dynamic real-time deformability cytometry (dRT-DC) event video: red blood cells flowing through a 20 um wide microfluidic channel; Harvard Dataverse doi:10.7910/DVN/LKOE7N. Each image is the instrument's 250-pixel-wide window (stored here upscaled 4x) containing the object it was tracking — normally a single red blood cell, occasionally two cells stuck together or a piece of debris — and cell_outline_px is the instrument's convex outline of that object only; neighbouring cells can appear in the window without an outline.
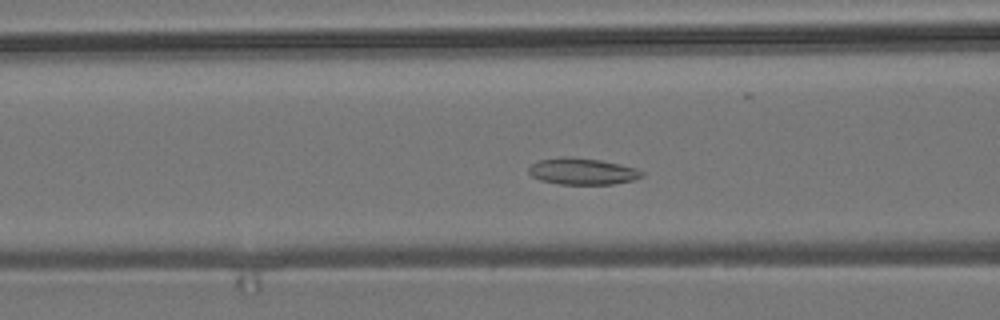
{"species": "common noctule bat (a hibernating species)", "species_latin": "Nyctalus noctula", "temperature_condition": "room temperature", "stored_images_in_passage": 52, "camera_frame_rate_fps": 3000, "um_per_image_px": 0.085, "animal": {"sex": "male", "body_mass_g": 19.2, "forearm_length_mm": 51.8}, "frame": {"image": 1, "passage_image": 18, "time_ms": 5.667, "image_size_px": [1000, 320], "cell_outline_px": [[644, 176], [632, 180], [612, 184], [560, 184], [540, 180], [532, 176], [528, 172], [528, 168], [532, 164], [540, 160], [560, 156], [568, 156], [600, 160], [620, 164], [636, 168], [644, 172]], "centroid_in_image_um": [49.49, 14.56], "position_along_channel_um": 117.1, "area_um2": 17.51}}
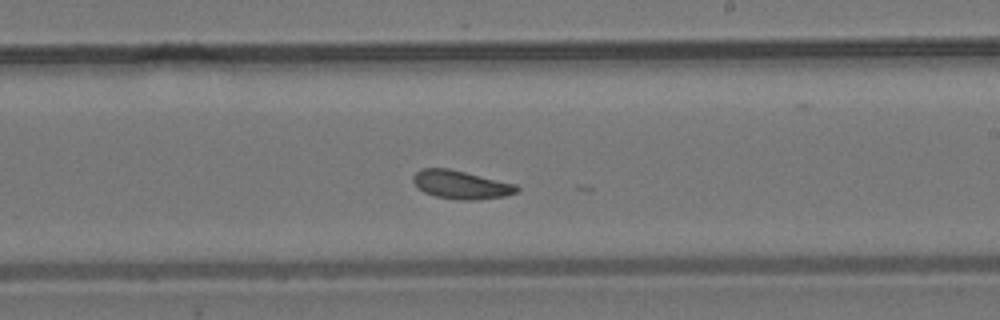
{"frame": {"image": 2, "passage_image": 29, "time_ms": 9.333, "image_size_px": [1000, 320], "cell_outline_px": [[520, 188], [516, 192], [504, 196], [476, 200], [456, 200], [436, 196], [424, 192], [416, 188], [412, 180], [412, 176], [420, 168], [448, 168], [516, 184]], "centroid_in_image_um": [39.14, 15.7], "position_along_channel_um": 249.9, "area_um2": 17.22}}
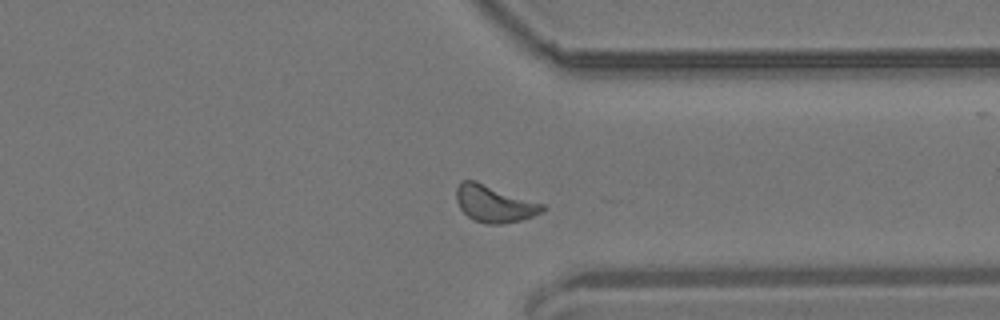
{"frame": {"image": 3, "passage_image": 39, "time_ms": 12.667, "image_size_px": [1000, 320], "cell_outline_px": [[548, 208], [532, 216], [520, 220], [500, 224], [484, 224], [468, 216], [460, 208], [456, 200], [456, 188], [460, 180], [476, 180], [544, 204]], "centroid_in_image_um": [42.0, 17.29], "position_along_channel_um": 369.4, "area_um2": 18.55}, "authors_computed_cell_mechanics": {"area_um2": 17.4267, "velocity_mm_per_s": 3.6271, "shape_relaxation_time_tau1_ms": 3.3493, "shape_relaxation_time_tau2_ms": 4.2726, "deformation_change_tau1": 0.0766, "deformation_change_tau2": 0.1144}}